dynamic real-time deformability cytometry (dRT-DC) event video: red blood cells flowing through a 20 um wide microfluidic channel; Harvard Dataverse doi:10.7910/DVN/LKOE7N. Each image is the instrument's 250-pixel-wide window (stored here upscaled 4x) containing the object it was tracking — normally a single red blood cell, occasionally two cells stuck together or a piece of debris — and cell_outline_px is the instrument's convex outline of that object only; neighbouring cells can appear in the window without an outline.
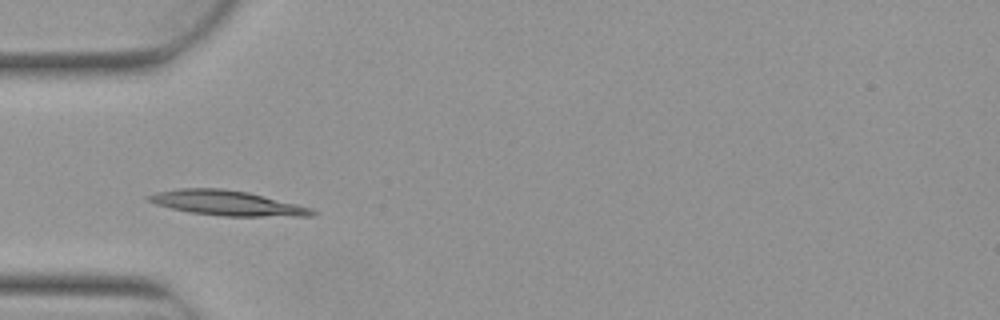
{"species": "Egyptian fruit bat (a non-hibernating species)", "species_latin": "Rousettus aegyptiacus", "temperature_condition": "warm", "stored_images_in_passage": 5, "camera_frame_rate_fps": 3000, "um_per_image_px": 0.085, "animal": {"sex": "female"}, "frame": {"image": 1, "passage_image": 3, "time_ms": 0.667, "image_size_px": [1000, 320], "cell_outline_px": [[320, 212], [312, 216], [224, 216], [188, 212], [156, 204], [144, 200], [144, 196], [156, 192], [176, 188], [220, 188], [248, 192], [312, 208]], "centroid_in_image_um": [19.26, 17.25], "position_along_channel_um": 65.7, "area_um2": 23.87}}
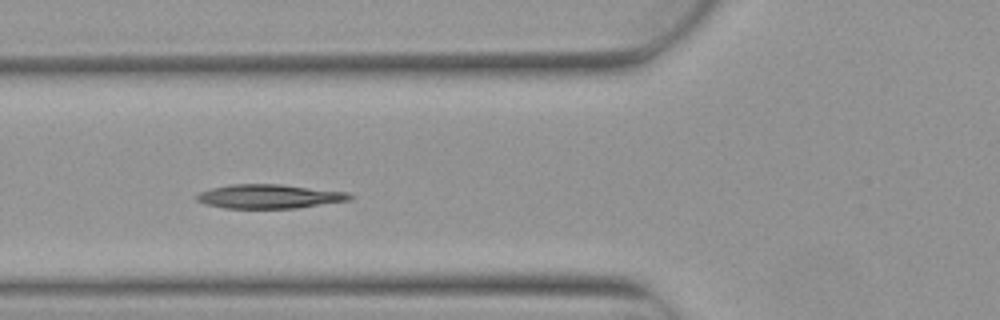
{"frame": {"image": 2, "passage_image": 4, "time_ms": 1.0, "image_size_px": [1000, 320], "cell_outline_px": [[356, 196], [348, 200], [296, 208], [224, 208], [204, 204], [196, 200], [196, 196], [200, 192], [212, 188], [232, 184], [280, 184], [348, 192]], "centroid_in_image_um": [22.88, 16.69], "position_along_channel_um": 102.9, "area_um2": 21.39}}
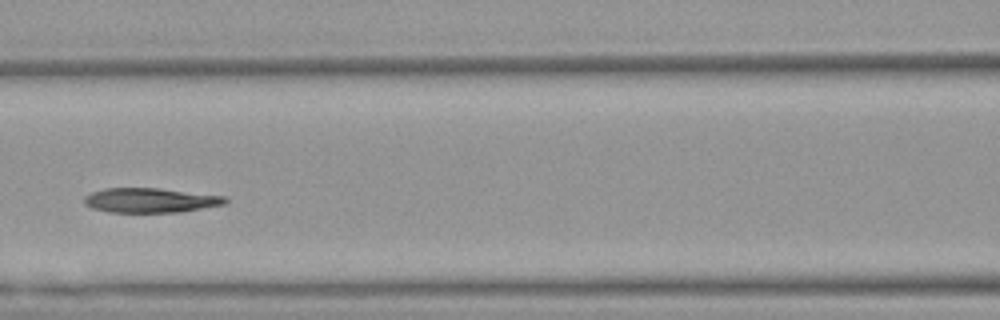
{"frame": {"image": 3, "passage_image": 5, "time_ms": 1.333, "image_size_px": [1000, 320], "cell_outline_px": [[228, 200], [224, 204], [180, 212], [108, 212], [92, 208], [84, 204], [84, 196], [92, 192], [104, 188], [160, 188], [224, 196]], "centroid_in_image_um": [12.74, 17.02], "position_along_channel_um": 153.9, "area_um2": 20.17}}